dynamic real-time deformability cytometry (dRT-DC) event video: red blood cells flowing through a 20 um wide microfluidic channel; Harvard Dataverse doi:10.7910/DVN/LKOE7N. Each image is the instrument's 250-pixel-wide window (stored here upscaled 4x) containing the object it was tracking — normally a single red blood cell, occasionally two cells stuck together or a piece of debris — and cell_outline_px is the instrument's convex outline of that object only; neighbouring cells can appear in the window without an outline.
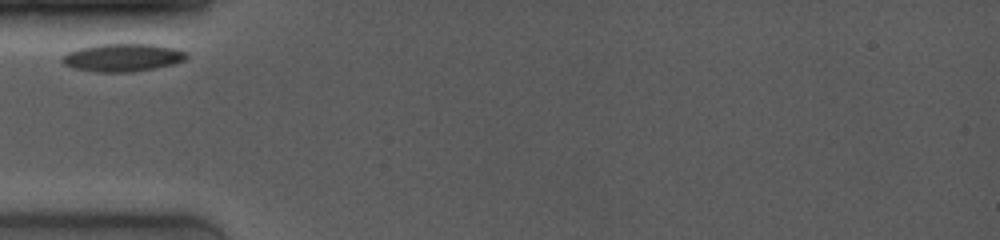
{"species": "common noctule bat (a hibernating species)", "species_latin": "Nyctalus noctula", "temperature_condition": "room temperature", "stored_images_in_passage": 5, "camera_frame_rate_fps": 4000, "um_per_image_px": 0.085, "animal": {"sex": "female", "body_mass_g": 19.0, "forearm_length_mm": 53.3}, "frame": {"image": 1, "passage_image": 1, "time_ms": 0.0, "image_size_px": [1000, 240], "cell_outline_px": [[188, 56], [184, 60], [172, 64], [156, 68], [132, 72], [96, 72], [76, 68], [64, 64], [60, 60], [60, 56], [68, 52], [80, 48], [100, 44], [152, 44], [172, 48], [188, 52]], "centroid_in_image_um": [10.41, 4.89], "position_along_channel_um": 74.6, "area_um2": 20.11}}